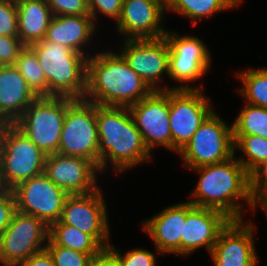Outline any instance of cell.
Returning <instances> with one entry per match:
<instances>
[{
  "label": "cell",
  "instance_id": "2e32d148",
  "mask_svg": "<svg viewBox=\"0 0 267 266\" xmlns=\"http://www.w3.org/2000/svg\"><path fill=\"white\" fill-rule=\"evenodd\" d=\"M164 11H167L165 0H123L116 30L125 36L124 41L163 37L167 32L162 25Z\"/></svg>",
  "mask_w": 267,
  "mask_h": 266
},
{
  "label": "cell",
  "instance_id": "ba28073f",
  "mask_svg": "<svg viewBox=\"0 0 267 266\" xmlns=\"http://www.w3.org/2000/svg\"><path fill=\"white\" fill-rule=\"evenodd\" d=\"M98 147L96 104L85 99L67 97V111L58 152L86 158L98 167Z\"/></svg>",
  "mask_w": 267,
  "mask_h": 266
},
{
  "label": "cell",
  "instance_id": "ab89813d",
  "mask_svg": "<svg viewBox=\"0 0 267 266\" xmlns=\"http://www.w3.org/2000/svg\"><path fill=\"white\" fill-rule=\"evenodd\" d=\"M260 207L263 209L264 215L267 216V204Z\"/></svg>",
  "mask_w": 267,
  "mask_h": 266
},
{
  "label": "cell",
  "instance_id": "7a4b0ae2",
  "mask_svg": "<svg viewBox=\"0 0 267 266\" xmlns=\"http://www.w3.org/2000/svg\"><path fill=\"white\" fill-rule=\"evenodd\" d=\"M152 92L118 51L108 49L87 57L83 99L97 105L130 107Z\"/></svg>",
  "mask_w": 267,
  "mask_h": 266
},
{
  "label": "cell",
  "instance_id": "4fadbf2b",
  "mask_svg": "<svg viewBox=\"0 0 267 266\" xmlns=\"http://www.w3.org/2000/svg\"><path fill=\"white\" fill-rule=\"evenodd\" d=\"M123 43L119 54L153 91L174 88L162 84L163 74L167 76L169 74V44L165 36L152 40L123 41Z\"/></svg>",
  "mask_w": 267,
  "mask_h": 266
},
{
  "label": "cell",
  "instance_id": "8992f818",
  "mask_svg": "<svg viewBox=\"0 0 267 266\" xmlns=\"http://www.w3.org/2000/svg\"><path fill=\"white\" fill-rule=\"evenodd\" d=\"M66 111V96L37 97L14 125L45 154L57 153Z\"/></svg>",
  "mask_w": 267,
  "mask_h": 266
},
{
  "label": "cell",
  "instance_id": "52a82bcc",
  "mask_svg": "<svg viewBox=\"0 0 267 266\" xmlns=\"http://www.w3.org/2000/svg\"><path fill=\"white\" fill-rule=\"evenodd\" d=\"M219 116L213 110L178 152L186 168L221 163L235 155L232 124L228 125Z\"/></svg>",
  "mask_w": 267,
  "mask_h": 266
},
{
  "label": "cell",
  "instance_id": "74e56055",
  "mask_svg": "<svg viewBox=\"0 0 267 266\" xmlns=\"http://www.w3.org/2000/svg\"><path fill=\"white\" fill-rule=\"evenodd\" d=\"M89 266H122V264L109 248H105L92 258Z\"/></svg>",
  "mask_w": 267,
  "mask_h": 266
},
{
  "label": "cell",
  "instance_id": "cb8c5ba5",
  "mask_svg": "<svg viewBox=\"0 0 267 266\" xmlns=\"http://www.w3.org/2000/svg\"><path fill=\"white\" fill-rule=\"evenodd\" d=\"M242 0H168L167 11L192 19V26L199 19H207L215 13L224 12L239 6Z\"/></svg>",
  "mask_w": 267,
  "mask_h": 266
},
{
  "label": "cell",
  "instance_id": "4dcf8cb0",
  "mask_svg": "<svg viewBox=\"0 0 267 266\" xmlns=\"http://www.w3.org/2000/svg\"><path fill=\"white\" fill-rule=\"evenodd\" d=\"M250 192L257 206L267 204V160L258 165L250 174Z\"/></svg>",
  "mask_w": 267,
  "mask_h": 266
},
{
  "label": "cell",
  "instance_id": "8fae6325",
  "mask_svg": "<svg viewBox=\"0 0 267 266\" xmlns=\"http://www.w3.org/2000/svg\"><path fill=\"white\" fill-rule=\"evenodd\" d=\"M165 38L169 44L168 77L181 83L174 88H199L198 85L189 86V83L200 80L208 73L212 59L206 44L197 36H183L169 30Z\"/></svg>",
  "mask_w": 267,
  "mask_h": 266
},
{
  "label": "cell",
  "instance_id": "277c9868",
  "mask_svg": "<svg viewBox=\"0 0 267 266\" xmlns=\"http://www.w3.org/2000/svg\"><path fill=\"white\" fill-rule=\"evenodd\" d=\"M30 47L35 51L47 79L48 97L83 99L88 56L45 39Z\"/></svg>",
  "mask_w": 267,
  "mask_h": 266
},
{
  "label": "cell",
  "instance_id": "d6986e66",
  "mask_svg": "<svg viewBox=\"0 0 267 266\" xmlns=\"http://www.w3.org/2000/svg\"><path fill=\"white\" fill-rule=\"evenodd\" d=\"M195 206L189 202L172 204L144 221L143 231L152 239L156 251L161 254L181 255V236L187 214Z\"/></svg>",
  "mask_w": 267,
  "mask_h": 266
},
{
  "label": "cell",
  "instance_id": "9a60e30c",
  "mask_svg": "<svg viewBox=\"0 0 267 266\" xmlns=\"http://www.w3.org/2000/svg\"><path fill=\"white\" fill-rule=\"evenodd\" d=\"M128 109L150 153L157 146L172 151L169 90L153 91Z\"/></svg>",
  "mask_w": 267,
  "mask_h": 266
},
{
  "label": "cell",
  "instance_id": "4316f807",
  "mask_svg": "<svg viewBox=\"0 0 267 266\" xmlns=\"http://www.w3.org/2000/svg\"><path fill=\"white\" fill-rule=\"evenodd\" d=\"M15 66L37 97H48L47 79L30 46H25L20 51Z\"/></svg>",
  "mask_w": 267,
  "mask_h": 266
},
{
  "label": "cell",
  "instance_id": "6da1fadb",
  "mask_svg": "<svg viewBox=\"0 0 267 266\" xmlns=\"http://www.w3.org/2000/svg\"><path fill=\"white\" fill-rule=\"evenodd\" d=\"M191 171L200 174L189 202L222 212L230 220H243L244 204L255 213L257 205L250 192V175L243 165L232 158L216 164L204 165ZM240 202V203H239Z\"/></svg>",
  "mask_w": 267,
  "mask_h": 266
},
{
  "label": "cell",
  "instance_id": "f1b7e54d",
  "mask_svg": "<svg viewBox=\"0 0 267 266\" xmlns=\"http://www.w3.org/2000/svg\"><path fill=\"white\" fill-rule=\"evenodd\" d=\"M232 128L233 135H256L267 139V108L245 103Z\"/></svg>",
  "mask_w": 267,
  "mask_h": 266
},
{
  "label": "cell",
  "instance_id": "5b68a950",
  "mask_svg": "<svg viewBox=\"0 0 267 266\" xmlns=\"http://www.w3.org/2000/svg\"><path fill=\"white\" fill-rule=\"evenodd\" d=\"M46 156L14 124H0V187L13 189L44 173Z\"/></svg>",
  "mask_w": 267,
  "mask_h": 266
},
{
  "label": "cell",
  "instance_id": "44dd1931",
  "mask_svg": "<svg viewBox=\"0 0 267 266\" xmlns=\"http://www.w3.org/2000/svg\"><path fill=\"white\" fill-rule=\"evenodd\" d=\"M36 98L15 65L0 66V124H14Z\"/></svg>",
  "mask_w": 267,
  "mask_h": 266
},
{
  "label": "cell",
  "instance_id": "ffe728a7",
  "mask_svg": "<svg viewBox=\"0 0 267 266\" xmlns=\"http://www.w3.org/2000/svg\"><path fill=\"white\" fill-rule=\"evenodd\" d=\"M229 221L230 219L220 211L195 206L187 214L184 224L181 256H187L200 247H205L210 254L220 231Z\"/></svg>",
  "mask_w": 267,
  "mask_h": 266
},
{
  "label": "cell",
  "instance_id": "3957f363",
  "mask_svg": "<svg viewBox=\"0 0 267 266\" xmlns=\"http://www.w3.org/2000/svg\"><path fill=\"white\" fill-rule=\"evenodd\" d=\"M96 121L98 168L101 173L108 164L113 166V171L122 174L127 169L151 161L152 154L145 146L128 107L96 104Z\"/></svg>",
  "mask_w": 267,
  "mask_h": 266
},
{
  "label": "cell",
  "instance_id": "7c38bea8",
  "mask_svg": "<svg viewBox=\"0 0 267 266\" xmlns=\"http://www.w3.org/2000/svg\"><path fill=\"white\" fill-rule=\"evenodd\" d=\"M101 187L87 194L68 195L59 222L91 235L104 249L110 243L107 204Z\"/></svg>",
  "mask_w": 267,
  "mask_h": 266
},
{
  "label": "cell",
  "instance_id": "60d3db41",
  "mask_svg": "<svg viewBox=\"0 0 267 266\" xmlns=\"http://www.w3.org/2000/svg\"><path fill=\"white\" fill-rule=\"evenodd\" d=\"M9 1H11L12 3L17 4V3L21 2V1H24V0H9Z\"/></svg>",
  "mask_w": 267,
  "mask_h": 266
},
{
  "label": "cell",
  "instance_id": "5bb4252c",
  "mask_svg": "<svg viewBox=\"0 0 267 266\" xmlns=\"http://www.w3.org/2000/svg\"><path fill=\"white\" fill-rule=\"evenodd\" d=\"M16 210L43 220L48 226L59 221L68 194L44 173L19 183L12 189Z\"/></svg>",
  "mask_w": 267,
  "mask_h": 266
},
{
  "label": "cell",
  "instance_id": "83f0119b",
  "mask_svg": "<svg viewBox=\"0 0 267 266\" xmlns=\"http://www.w3.org/2000/svg\"><path fill=\"white\" fill-rule=\"evenodd\" d=\"M234 154L236 148L241 150L243 157L240 155L236 159L243 165L250 174L258 165L267 160V139L256 135H233Z\"/></svg>",
  "mask_w": 267,
  "mask_h": 266
},
{
  "label": "cell",
  "instance_id": "d6a6232c",
  "mask_svg": "<svg viewBox=\"0 0 267 266\" xmlns=\"http://www.w3.org/2000/svg\"><path fill=\"white\" fill-rule=\"evenodd\" d=\"M0 35L18 37L17 5L0 0Z\"/></svg>",
  "mask_w": 267,
  "mask_h": 266
},
{
  "label": "cell",
  "instance_id": "1f68e13d",
  "mask_svg": "<svg viewBox=\"0 0 267 266\" xmlns=\"http://www.w3.org/2000/svg\"><path fill=\"white\" fill-rule=\"evenodd\" d=\"M108 248L119 258L122 266H156V256L149 250L135 248L122 255L121 249H116L113 245Z\"/></svg>",
  "mask_w": 267,
  "mask_h": 266
},
{
  "label": "cell",
  "instance_id": "30bf717a",
  "mask_svg": "<svg viewBox=\"0 0 267 266\" xmlns=\"http://www.w3.org/2000/svg\"><path fill=\"white\" fill-rule=\"evenodd\" d=\"M200 88L169 89V123L172 152L178 153L214 110L210 97ZM211 102V103H210Z\"/></svg>",
  "mask_w": 267,
  "mask_h": 266
},
{
  "label": "cell",
  "instance_id": "e575fe53",
  "mask_svg": "<svg viewBox=\"0 0 267 266\" xmlns=\"http://www.w3.org/2000/svg\"><path fill=\"white\" fill-rule=\"evenodd\" d=\"M53 16L89 15L87 0H46Z\"/></svg>",
  "mask_w": 267,
  "mask_h": 266
},
{
  "label": "cell",
  "instance_id": "f546056e",
  "mask_svg": "<svg viewBox=\"0 0 267 266\" xmlns=\"http://www.w3.org/2000/svg\"><path fill=\"white\" fill-rule=\"evenodd\" d=\"M45 249L51 255L55 266H89L92 260L89 254L57 246L50 239Z\"/></svg>",
  "mask_w": 267,
  "mask_h": 266
},
{
  "label": "cell",
  "instance_id": "ac0fdd59",
  "mask_svg": "<svg viewBox=\"0 0 267 266\" xmlns=\"http://www.w3.org/2000/svg\"><path fill=\"white\" fill-rule=\"evenodd\" d=\"M99 168L86 158L59 152L48 154L44 174L68 195L87 194L100 188L97 185Z\"/></svg>",
  "mask_w": 267,
  "mask_h": 266
},
{
  "label": "cell",
  "instance_id": "484cf974",
  "mask_svg": "<svg viewBox=\"0 0 267 266\" xmlns=\"http://www.w3.org/2000/svg\"><path fill=\"white\" fill-rule=\"evenodd\" d=\"M236 78L242 83L237 91L247 104L267 108V67L243 70Z\"/></svg>",
  "mask_w": 267,
  "mask_h": 266
},
{
  "label": "cell",
  "instance_id": "9c48e42d",
  "mask_svg": "<svg viewBox=\"0 0 267 266\" xmlns=\"http://www.w3.org/2000/svg\"><path fill=\"white\" fill-rule=\"evenodd\" d=\"M48 240L49 226L43 220L16 210L0 236V263L15 266L45 250Z\"/></svg>",
  "mask_w": 267,
  "mask_h": 266
},
{
  "label": "cell",
  "instance_id": "f35d334b",
  "mask_svg": "<svg viewBox=\"0 0 267 266\" xmlns=\"http://www.w3.org/2000/svg\"><path fill=\"white\" fill-rule=\"evenodd\" d=\"M15 266H55L54 261L45 249L29 257L27 260L18 263Z\"/></svg>",
  "mask_w": 267,
  "mask_h": 266
},
{
  "label": "cell",
  "instance_id": "d590c367",
  "mask_svg": "<svg viewBox=\"0 0 267 266\" xmlns=\"http://www.w3.org/2000/svg\"><path fill=\"white\" fill-rule=\"evenodd\" d=\"M24 47L18 37L0 35V66L15 65Z\"/></svg>",
  "mask_w": 267,
  "mask_h": 266
},
{
  "label": "cell",
  "instance_id": "e0dca14e",
  "mask_svg": "<svg viewBox=\"0 0 267 266\" xmlns=\"http://www.w3.org/2000/svg\"><path fill=\"white\" fill-rule=\"evenodd\" d=\"M251 219L230 220L220 231L217 242L210 252L215 266H257L254 226Z\"/></svg>",
  "mask_w": 267,
  "mask_h": 266
},
{
  "label": "cell",
  "instance_id": "8d00e7d4",
  "mask_svg": "<svg viewBox=\"0 0 267 266\" xmlns=\"http://www.w3.org/2000/svg\"><path fill=\"white\" fill-rule=\"evenodd\" d=\"M16 211V200L12 189L0 187V236L10 224Z\"/></svg>",
  "mask_w": 267,
  "mask_h": 266
},
{
  "label": "cell",
  "instance_id": "603a6c76",
  "mask_svg": "<svg viewBox=\"0 0 267 266\" xmlns=\"http://www.w3.org/2000/svg\"><path fill=\"white\" fill-rule=\"evenodd\" d=\"M16 5L18 38L25 46L42 41L53 17L46 0H24Z\"/></svg>",
  "mask_w": 267,
  "mask_h": 266
},
{
  "label": "cell",
  "instance_id": "836d02e7",
  "mask_svg": "<svg viewBox=\"0 0 267 266\" xmlns=\"http://www.w3.org/2000/svg\"><path fill=\"white\" fill-rule=\"evenodd\" d=\"M122 5L123 0H87L89 15L96 24L98 14L100 13L115 19L114 21L117 23L122 12Z\"/></svg>",
  "mask_w": 267,
  "mask_h": 266
},
{
  "label": "cell",
  "instance_id": "d4e9b609",
  "mask_svg": "<svg viewBox=\"0 0 267 266\" xmlns=\"http://www.w3.org/2000/svg\"><path fill=\"white\" fill-rule=\"evenodd\" d=\"M49 239L57 246L89 254L92 258L104 249L91 235L59 221L49 226Z\"/></svg>",
  "mask_w": 267,
  "mask_h": 266
},
{
  "label": "cell",
  "instance_id": "7402d4cb",
  "mask_svg": "<svg viewBox=\"0 0 267 266\" xmlns=\"http://www.w3.org/2000/svg\"><path fill=\"white\" fill-rule=\"evenodd\" d=\"M96 29V24L90 15L53 16L44 39L89 56V53L86 55L87 51L84 46L90 44Z\"/></svg>",
  "mask_w": 267,
  "mask_h": 266
}]
</instances>
